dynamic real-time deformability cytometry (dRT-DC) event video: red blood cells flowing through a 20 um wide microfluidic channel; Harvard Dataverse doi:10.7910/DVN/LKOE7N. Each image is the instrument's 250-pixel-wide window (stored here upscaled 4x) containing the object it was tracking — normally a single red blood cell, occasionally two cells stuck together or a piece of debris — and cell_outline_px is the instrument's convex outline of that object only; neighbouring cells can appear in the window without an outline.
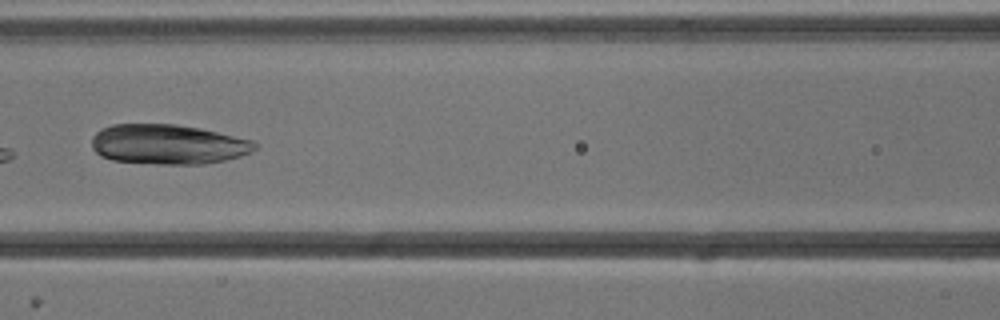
{"species": "common noctule bat (a hibernating species)", "species_latin": "Nyctalus noctula", "temperature_condition": "cold", "stored_images_in_passage": 18, "camera_frame_rate_fps": 3000, "um_per_image_px": 0.085, "animal": {"sex": "male", "body_mass_g": 13.3}, "frame": {"image": 1, "passage_image": 8, "time_ms": 2.333, "image_size_px": [1000, 320], "cell_outline_px": [[256, 148], [252, 152], [240, 156], [224, 160], [204, 164], [156, 164], [112, 160], [100, 156], [92, 148], [92, 136], [96, 132], [112, 124], [176, 124], [200, 128], [252, 140], [256, 144]], "centroid_in_image_um": [14.26, 12.27], "position_along_channel_um": 152.3, "area_um2": 37.92}}